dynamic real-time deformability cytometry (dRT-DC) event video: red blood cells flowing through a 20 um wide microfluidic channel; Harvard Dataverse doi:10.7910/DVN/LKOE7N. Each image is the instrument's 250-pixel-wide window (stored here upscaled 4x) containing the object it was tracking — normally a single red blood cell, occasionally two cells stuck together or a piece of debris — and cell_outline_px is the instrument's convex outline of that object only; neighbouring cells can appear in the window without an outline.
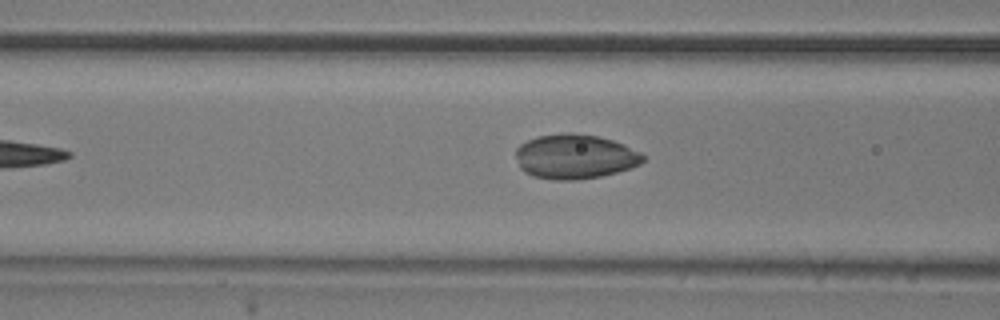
{"species": "common noctule bat (a hibernating species)", "species_latin": "Nyctalus noctula", "temperature_condition": "room temperature", "stored_images_in_passage": 33, "camera_frame_rate_fps": 3000, "um_per_image_px": 0.085, "animal": {"sex": "male", "body_mass_g": 20.5, "forearm_length_mm": 52.5}, "frame": {"image": 1, "passage_image": 4, "time_ms": 1.0, "image_size_px": [1000, 320], "cell_outline_px": [[644, 160], [640, 164], [616, 172], [600, 176], [576, 180], [552, 180], [532, 176], [524, 172], [520, 168], [516, 156], [516, 148], [520, 144], [536, 136], [564, 132], [572, 132], [596, 136], [612, 140], [624, 144], [640, 152], [644, 156]], "centroid_in_image_um": [48.83, 13.3], "position_along_channel_um": 117.8, "area_um2": 33.18}}
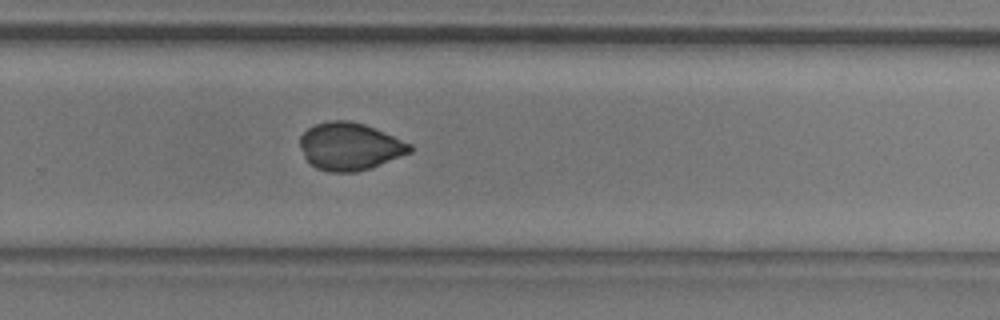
{"frame": {"image": 2, "passage_image": 18, "time_ms": 5.667, "image_size_px": [1000, 320], "cell_outline_px": [[412, 152], [368, 168], [356, 172], [328, 172], [316, 168], [304, 156], [300, 148], [300, 136], [308, 128], [316, 124], [328, 120], [348, 120], [364, 124], [384, 132], [412, 144]], "centroid_in_image_um": [29.71, 12.44], "position_along_channel_um": 300.1, "area_um2": 30.23}}
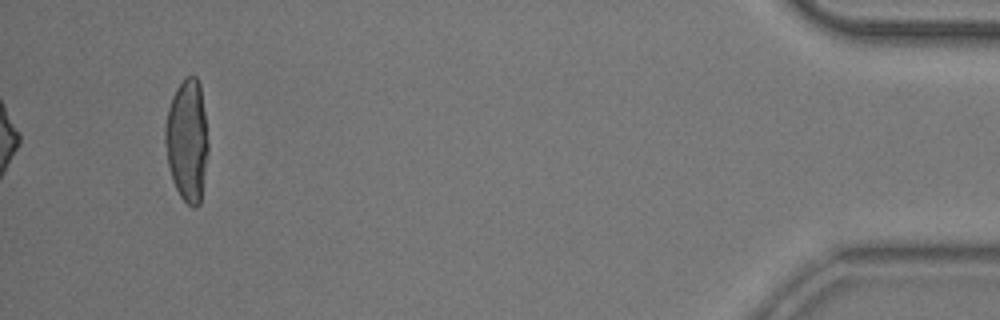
{"frame": {"image": 3, "passage_image": 33, "time_ms": 10.667, "image_size_px": [1000, 320], "cell_outline_px": [[208, 152], [200, 204], [196, 208], [192, 208], [180, 196], [172, 180], [168, 164], [164, 140], [164, 128], [168, 108], [172, 96], [176, 88], [184, 76], [196, 76], [200, 84], [204, 112], [208, 144]], "centroid_in_image_um": [15.9, 11.93], "position_along_channel_um": 419.3, "area_um2": 30.81}}